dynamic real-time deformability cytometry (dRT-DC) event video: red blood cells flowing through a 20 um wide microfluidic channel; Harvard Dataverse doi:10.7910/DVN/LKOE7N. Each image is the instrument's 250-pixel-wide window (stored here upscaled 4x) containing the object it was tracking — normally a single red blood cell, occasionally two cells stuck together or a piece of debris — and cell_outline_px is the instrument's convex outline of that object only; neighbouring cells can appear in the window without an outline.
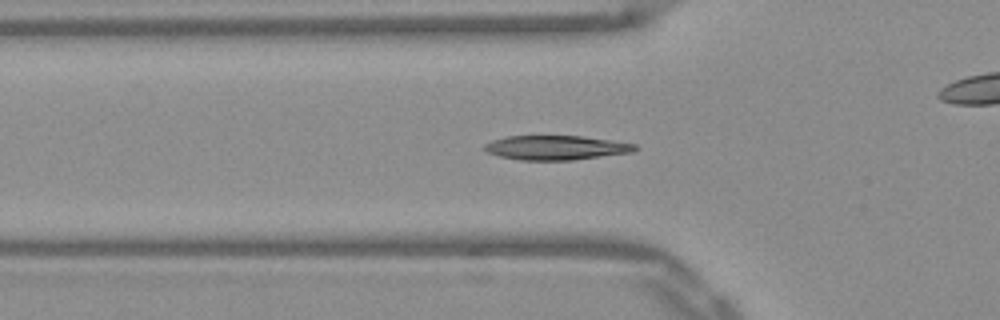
{"species": "Egyptian fruit bat (a non-hibernating species)", "species_latin": "Rousettus aegyptiacus", "temperature_condition": "warm", "stored_images_in_passage": 52, "camera_frame_rate_fps": 3000, "um_per_image_px": 0.085, "frame": {"image": 1, "passage_image": 17, "time_ms": 5.333, "image_size_px": [1000, 320], "cell_outline_px": [[640, 148], [632, 152], [572, 160], [520, 160], [500, 156], [488, 152], [484, 148], [484, 144], [492, 140], [508, 136], [584, 136], [636, 144]], "centroid_in_image_um": [47.28, 12.55], "position_along_channel_um": 78.5, "area_um2": 21.27}}
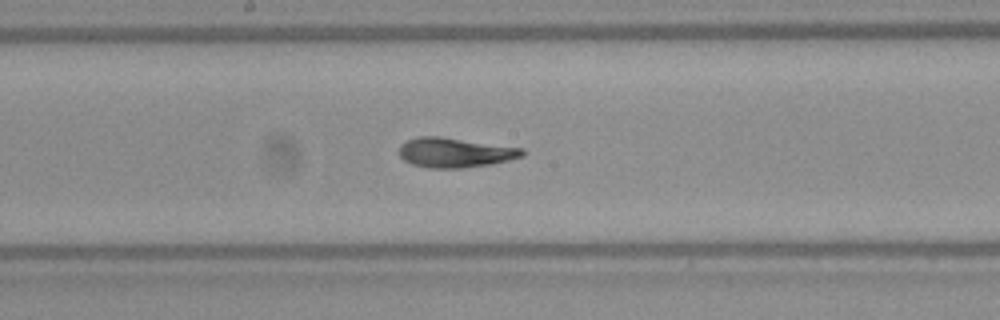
{"frame": {"image": 2, "passage_image": 27, "time_ms": 8.667, "image_size_px": [1000, 320], "cell_outline_px": [[524, 156], [492, 164], [464, 168], [428, 168], [412, 164], [404, 160], [400, 156], [400, 144], [408, 140], [420, 136], [440, 136], [524, 148]], "centroid_in_image_um": [38.69, 12.97], "position_along_channel_um": 209.5, "area_um2": 21.39}}
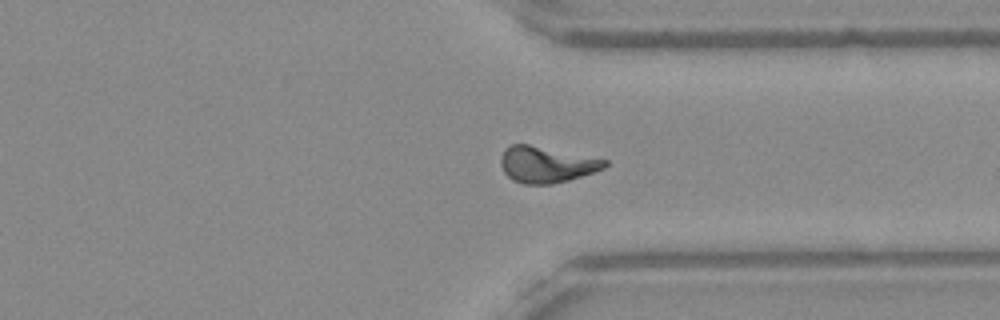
{"frame": {"image": 3, "passage_image": 39, "time_ms": 12.667, "image_size_px": [1000, 320], "cell_outline_px": [[608, 164], [604, 168], [568, 180], [552, 184], [524, 184], [512, 180], [504, 172], [500, 164], [500, 160], [504, 148], [512, 144], [528, 144], [608, 160]], "centroid_in_image_um": [46.4, 13.98], "position_along_channel_um": 365.0, "area_um2": 21.73}, "authors_computed_cell_mechanics": {"area_um2": 20.6057, "velocity_mm_per_s": 3.8969, "shape_relaxation_time_tau1_ms": 4.5143, "shape_relaxation_time_tau2_ms": 1.5021, "deformation_change_tau1": 0.1856, "deformation_change_tau2": 0.0774}}